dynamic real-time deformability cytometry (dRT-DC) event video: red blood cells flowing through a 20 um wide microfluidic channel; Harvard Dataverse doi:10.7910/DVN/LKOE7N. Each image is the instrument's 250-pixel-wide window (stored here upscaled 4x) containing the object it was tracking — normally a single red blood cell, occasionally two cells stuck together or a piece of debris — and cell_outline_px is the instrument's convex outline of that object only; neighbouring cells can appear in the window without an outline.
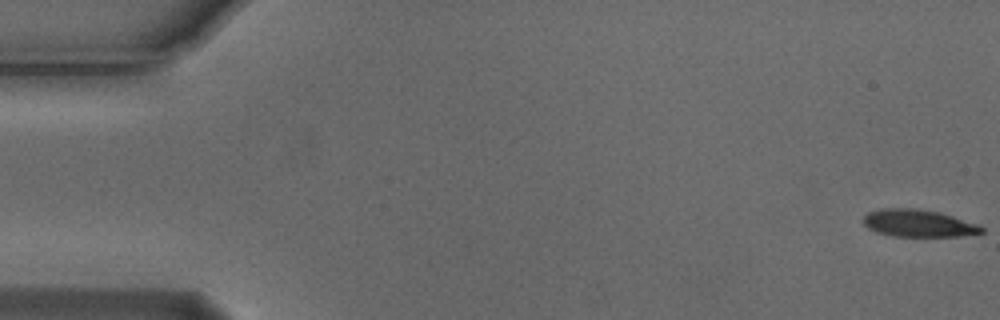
{"species": "Egyptian fruit bat (a non-hibernating species)", "species_latin": "Rousettus aegyptiacus", "temperature_condition": "cold", "stored_images_in_passage": 55, "camera_frame_rate_fps": 3000, "um_per_image_px": 0.085, "animal": {"sex": "male"}, "frame": {"image": 1, "passage_image": 1, "time_ms": 0.0, "image_size_px": [1000, 320], "cell_outline_px": [[984, 232], [960, 236], [892, 236], [876, 232], [868, 228], [864, 224], [864, 216], [868, 212], [880, 208], [916, 208], [940, 212], [980, 224], [984, 228]], "centroid_in_image_um": [78.08, 18.97], "position_along_channel_um": 6.9, "area_um2": 18.96}}
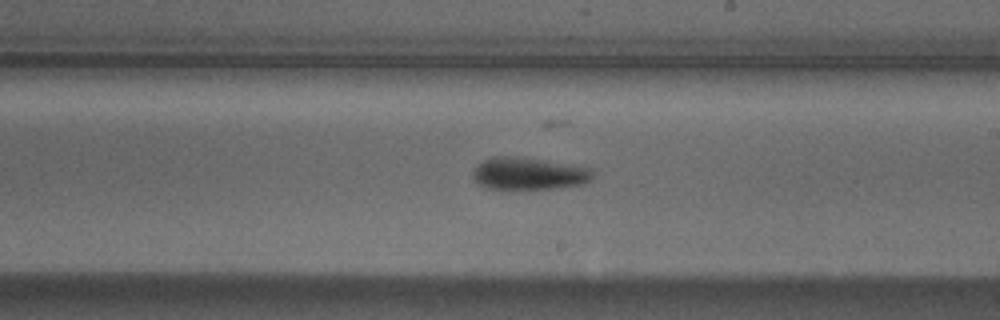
{"frame": {"image": 2, "passage_image": 32, "time_ms": 10.333, "image_size_px": [1000, 320], "cell_outline_px": [[592, 176], [584, 184], [552, 188], [488, 188], [472, 180], [472, 172], [484, 160], [492, 156], [512, 156], [540, 160], [588, 168], [592, 172]], "centroid_in_image_um": [44.87, 14.75], "position_along_channel_um": 244.1, "area_um2": 21.79}}
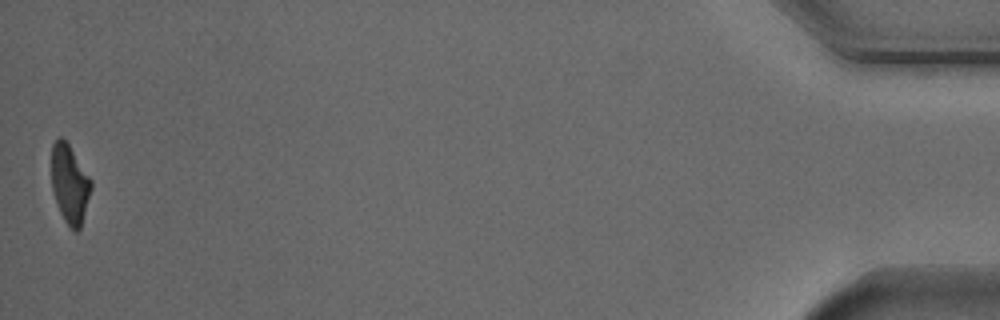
{"frame": {"image": 3, "passage_image": 55, "time_ms": 18.0, "image_size_px": [1000, 320], "cell_outline_px": [[92, 188], [80, 228], [76, 232], [64, 220], [60, 212], [52, 192], [52, 144], [60, 136], [68, 144], [92, 180]], "centroid_in_image_um": [5.93, 15.64], "position_along_channel_um": 429.3, "area_um2": 17.92}, "authors_computed_cell_mechanics": {"area_um2": 20.2878, "velocity_mm_per_s": 3.7198, "shape_relaxation_time_tau1_ms": 2.3668, "shape_relaxation_time_tau2_ms": 9.1015, "deformation_change_tau1": 0.1242, "deformation_change_tau2": 0.2188}}